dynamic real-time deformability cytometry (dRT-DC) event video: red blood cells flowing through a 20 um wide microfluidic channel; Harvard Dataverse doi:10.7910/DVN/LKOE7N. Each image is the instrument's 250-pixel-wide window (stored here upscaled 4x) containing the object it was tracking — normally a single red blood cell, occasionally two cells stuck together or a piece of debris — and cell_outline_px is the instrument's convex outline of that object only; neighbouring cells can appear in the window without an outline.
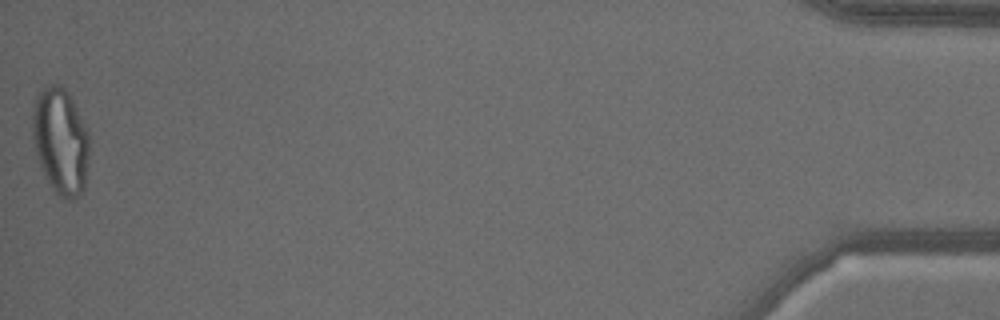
{"species": "common noctule bat (a hibernating species)", "species_latin": "Nyctalus noctula", "temperature_condition": "warm", "stored_images_in_passage": 56, "camera_frame_rate_fps": 3000, "um_per_image_px": 0.085, "animal": {"sex": "male", "body_mass_g": 18.8}, "frame": {"image": 1, "passage_image": 56, "time_ms": 18.333, "image_size_px": [1000, 320], "cell_outline_px": [[88, 164], [84, 188], [72, 200], [68, 200], [60, 196], [56, 192], [44, 176], [36, 156], [32, 136], [32, 112], [36, 96], [44, 84], [60, 84], [72, 96], [88, 128]], "centroid_in_image_um": [5.14, 11.93], "position_along_channel_um": 430.1, "area_um2": 35.84}, "authors_computed_cell_mechanics": {"area_um2": 29.9404, "velocity_mm_per_s": 3.5832, "shape_relaxation_time_tau1_ms": null, "shape_relaxation_time_tau2_ms": 0.6097, "deformation_change_tau1": null, "deformation_change_tau2": 0.0842}}